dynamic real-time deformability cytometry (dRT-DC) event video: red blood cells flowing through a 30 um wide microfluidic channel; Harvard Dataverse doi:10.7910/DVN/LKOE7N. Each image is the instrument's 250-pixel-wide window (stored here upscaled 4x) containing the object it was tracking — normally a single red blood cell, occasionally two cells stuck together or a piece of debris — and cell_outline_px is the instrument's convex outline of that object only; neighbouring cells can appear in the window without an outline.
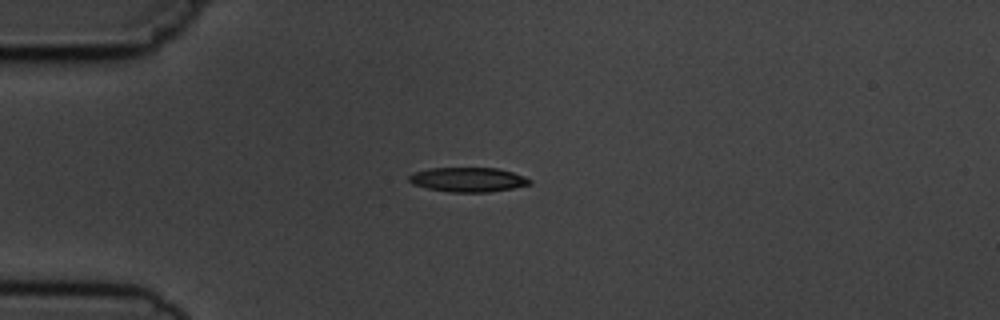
{"species": "common noctule bat (a hibernating species)", "species_latin": "Nyctalus noctula", "temperature_condition": "cold", "stored_images_in_passage": 12, "camera_frame_rate_fps": 3000, "um_per_image_px": 0.085, "animal": {"sex": "male", "body_mass_g": 19.5, "forearm_length_mm": 54.6}, "frame": {"image": 1, "passage_image": 1, "time_ms": 0.0, "image_size_px": [1000, 320], "cell_outline_px": [[532, 184], [512, 188], [488, 192], [452, 192], [428, 188], [412, 184], [408, 180], [408, 176], [412, 172], [428, 168], [496, 168], [512, 172], [524, 176], [532, 180]], "centroid_in_image_um": [39.76, 15.26], "position_along_channel_um": 45.2, "area_um2": 17.22}}
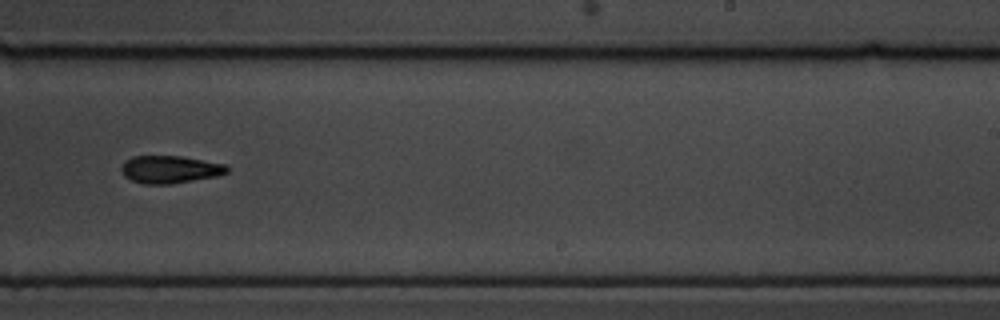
{"frame": {"image": 2, "passage_image": 7, "time_ms": 6.667, "image_size_px": [1000, 320], "cell_outline_px": [[228, 172], [216, 176], [172, 184], [144, 184], [132, 180], [124, 176], [120, 172], [120, 168], [124, 160], [132, 156], [180, 156], [224, 164], [228, 168]], "centroid_in_image_um": [14.38, 14.4], "position_along_channel_um": 274.6, "area_um2": 16.99}}
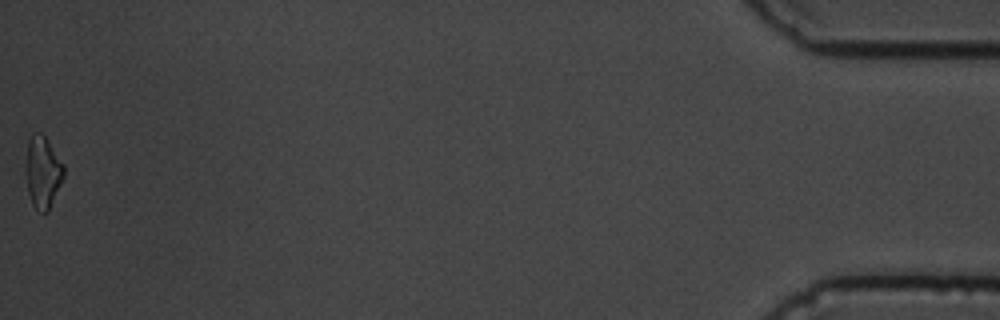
{"frame": {"image": 3, "passage_image": 12, "time_ms": 13.333, "image_size_px": [1000, 320], "cell_outline_px": [[64, 176], [48, 212], [44, 212], [36, 208], [32, 204], [28, 192], [24, 172], [24, 168], [28, 140], [32, 132], [40, 132], [48, 140], [64, 164]], "centroid_in_image_um": [3.61, 14.59], "position_along_channel_um": 431.6, "area_um2": 16.18}, "authors_computed_cell_mechanics": {"area_um2": 16.9932, "velocity_mm_per_s": 3.7639, "shape_relaxation_time_tau1_ms": 2.3291, "shape_relaxation_time_tau2_ms": null, "deformation_change_tau1": 0.1559, "deformation_change_tau2": null}}